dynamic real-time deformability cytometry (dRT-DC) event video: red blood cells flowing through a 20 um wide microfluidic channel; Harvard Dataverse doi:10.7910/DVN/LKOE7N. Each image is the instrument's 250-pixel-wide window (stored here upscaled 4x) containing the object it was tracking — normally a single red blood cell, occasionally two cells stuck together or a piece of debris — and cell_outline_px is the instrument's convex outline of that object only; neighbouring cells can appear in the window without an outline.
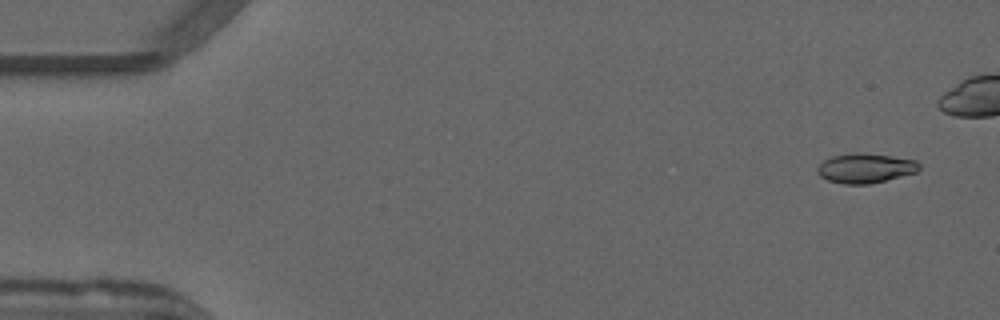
{"species": "common noctule bat (a hibernating species)", "species_latin": "Nyctalus noctula", "temperature_condition": "warm", "stored_images_in_passage": 43, "camera_frame_rate_fps": 3000, "um_per_image_px": 0.085, "animal": {"sex": "male", "forearm_length_mm": 52.5}, "frame": {"image": 1, "passage_image": 3, "time_ms": 0.667, "image_size_px": [1000, 320], "cell_outline_px": [[920, 168], [916, 172], [868, 184], [844, 184], [828, 180], [820, 176], [816, 172], [816, 168], [824, 160], [832, 156], [856, 152], [892, 156], [916, 160], [920, 164]], "centroid_in_image_um": [73.53, 14.28], "position_along_channel_um": 11.5, "area_um2": 17.46}}
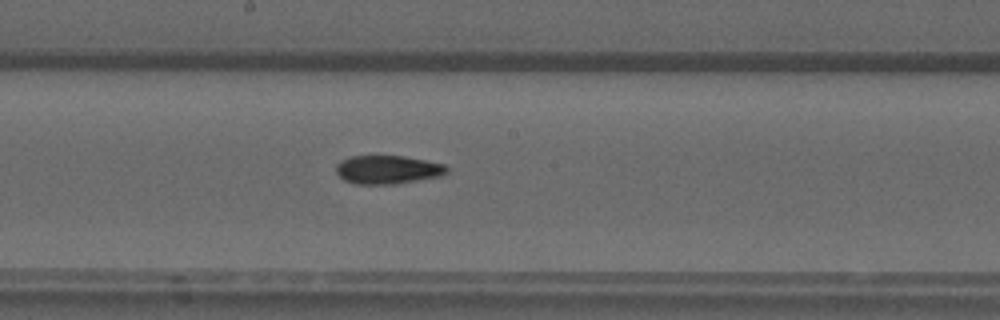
{"frame": {"image": 2, "passage_image": 28, "time_ms": 9.0, "image_size_px": [1000, 320], "cell_outline_px": [[448, 172], [440, 176], [396, 184], [356, 184], [344, 180], [336, 172], [336, 164], [340, 160], [352, 156], [404, 156], [444, 164], [448, 168]], "centroid_in_image_um": [32.94, 14.42], "position_along_channel_um": 215.3, "area_um2": 18.38}}
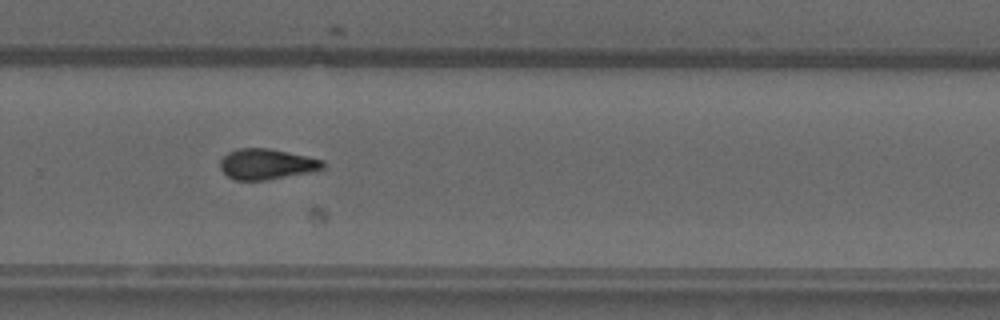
{"frame": {"image": 3, "passage_image": 35, "time_ms": 11.333, "image_size_px": [1000, 320], "cell_outline_px": [[324, 168], [308, 172], [264, 180], [236, 180], [228, 176], [220, 168], [220, 160], [228, 152], [236, 148], [268, 148], [308, 156], [324, 160]], "centroid_in_image_um": [22.64, 13.93], "position_along_channel_um": 307.2, "area_um2": 18.15}}